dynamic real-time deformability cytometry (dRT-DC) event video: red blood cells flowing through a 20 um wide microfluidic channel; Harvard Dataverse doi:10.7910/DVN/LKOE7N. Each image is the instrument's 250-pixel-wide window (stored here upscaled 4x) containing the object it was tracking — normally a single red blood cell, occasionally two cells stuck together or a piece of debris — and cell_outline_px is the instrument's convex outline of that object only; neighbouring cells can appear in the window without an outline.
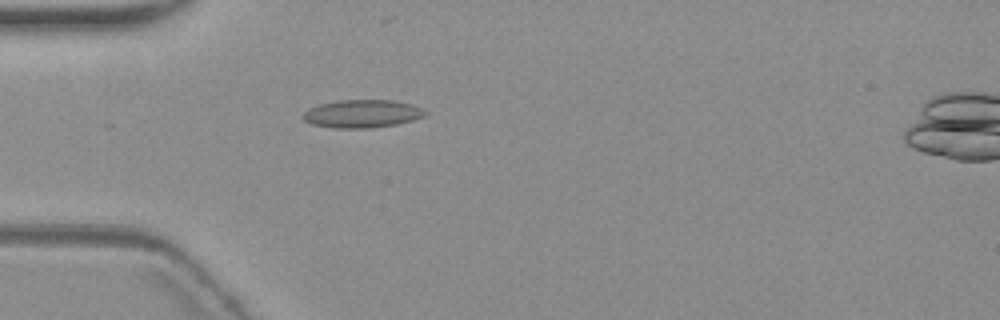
{"species": "common noctule bat (a hibernating species)", "species_latin": "Nyctalus noctula", "temperature_condition": "warm", "stored_images_in_passage": 4, "camera_frame_rate_fps": 3000, "um_per_image_px": 0.085, "animal": {"sex": "female", "body_mass_g": 19.3, "forearm_length_mm": 54.1}, "frame": {"image": 1, "passage_image": 3, "time_ms": 2.333, "image_size_px": [1000, 320], "cell_outline_px": [[428, 112], [424, 116], [412, 120], [396, 124], [372, 128], [336, 128], [312, 124], [304, 120], [300, 116], [308, 108], [320, 104], [336, 100], [392, 100], [412, 104]], "centroid_in_image_um": [30.75, 9.66], "position_along_channel_um": 54.2, "area_um2": 19.94}}